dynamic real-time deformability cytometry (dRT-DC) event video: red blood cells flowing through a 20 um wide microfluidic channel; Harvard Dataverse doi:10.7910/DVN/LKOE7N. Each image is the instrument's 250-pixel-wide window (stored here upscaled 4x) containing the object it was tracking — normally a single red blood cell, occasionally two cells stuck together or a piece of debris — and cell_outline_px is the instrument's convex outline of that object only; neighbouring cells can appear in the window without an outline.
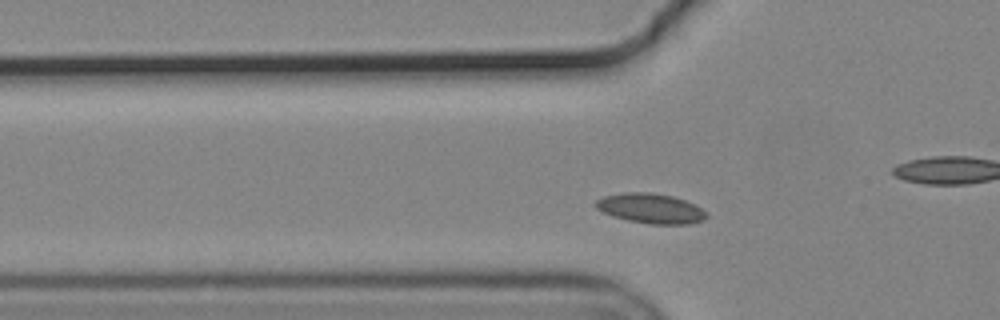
{"species": "common noctule bat (a hibernating species)", "species_latin": "Nyctalus noctula", "temperature_condition": "cold", "stored_images_in_passage": 39, "camera_frame_rate_fps": 3000, "um_per_image_px": 0.085, "animal": {"sex": "male", "body_mass_g": 19.2, "forearm_length_mm": 51.8}, "frame": {"image": 1, "passage_image": 7, "time_ms": 2.0, "image_size_px": [1000, 320], "cell_outline_px": [[708, 216], [704, 220], [688, 224], [652, 224], [628, 220], [612, 216], [596, 208], [592, 204], [596, 200], [604, 196], [624, 192], [648, 192], [672, 196], [696, 204]], "centroid_in_image_um": [55.28, 17.71], "position_along_channel_um": 70.5, "area_um2": 19.25}}
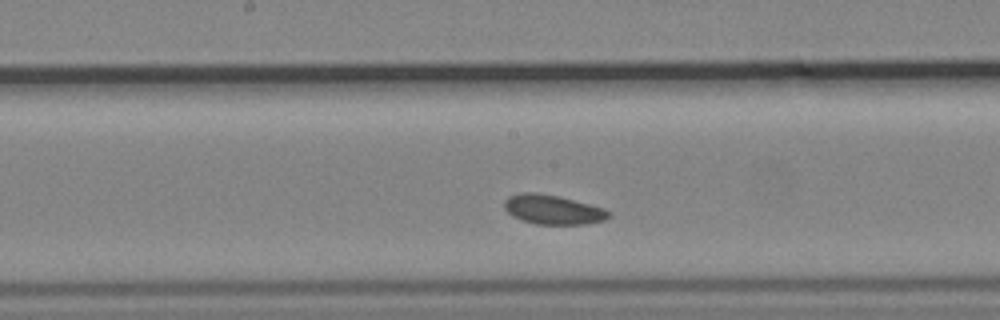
{"frame": {"image": 2, "passage_image": 18, "time_ms": 5.667, "image_size_px": [1000, 320], "cell_outline_px": [[612, 216], [604, 220], [584, 224], [536, 224], [520, 220], [512, 216], [504, 208], [504, 200], [508, 196], [520, 192], [536, 192], [560, 196], [604, 208], [612, 212]], "centroid_in_image_um": [46.99, 17.81], "position_along_channel_um": 201.2, "area_um2": 18.15}}
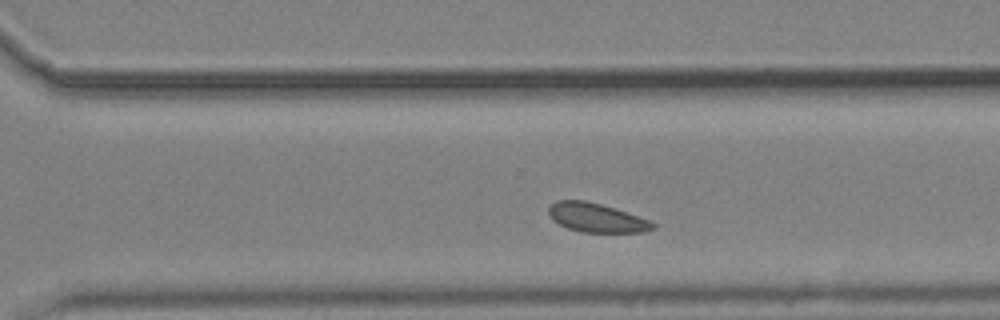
{"frame": {"image": 3, "passage_image": 28, "time_ms": 9.0, "image_size_px": [1000, 320], "cell_outline_px": [[656, 228], [644, 232], [580, 232], [568, 228], [552, 220], [548, 212], [548, 208], [556, 200], [584, 200], [600, 204], [652, 220], [656, 224]], "centroid_in_image_um": [50.72, 18.51], "position_along_channel_um": 319.9, "area_um2": 17.63}, "authors_computed_cell_mechanics": {"area_um2": 18.1492, "velocity_mm_per_s": 3.5704, "shape_relaxation_time_tau1_ms": null, "shape_relaxation_time_tau2_ms": 6.1844, "deformation_change_tau1": null, "deformation_change_tau2": 0.088}}